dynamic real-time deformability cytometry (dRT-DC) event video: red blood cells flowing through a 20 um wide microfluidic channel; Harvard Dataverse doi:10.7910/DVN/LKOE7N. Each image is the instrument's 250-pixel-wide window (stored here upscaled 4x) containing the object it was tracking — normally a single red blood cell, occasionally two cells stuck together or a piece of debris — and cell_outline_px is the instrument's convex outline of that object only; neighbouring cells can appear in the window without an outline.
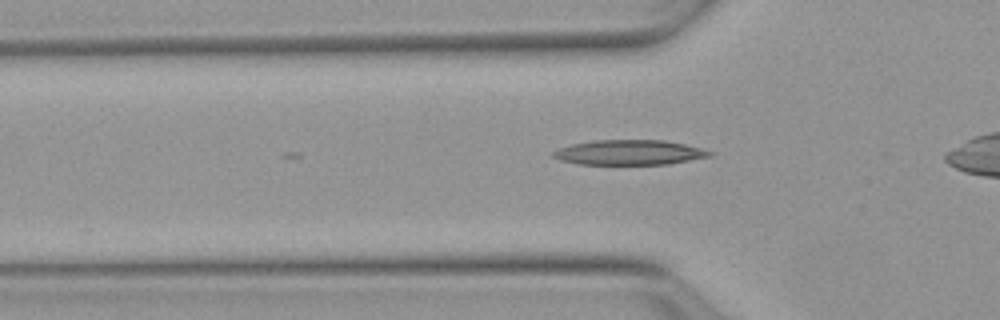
{"species": "Egyptian fruit bat (a non-hibernating species)", "species_latin": "Rousettus aegyptiacus", "temperature_condition": "warm", "stored_images_in_passage": 23, "camera_frame_rate_fps": 3000, "um_per_image_px": 0.085, "animal": {"sex": "female"}, "frame": {"image": 1, "passage_image": 8, "time_ms": 2.333, "image_size_px": [1000, 320], "cell_outline_px": [[716, 152], [712, 156], [668, 164], [576, 164], [560, 160], [552, 156], [552, 152], [560, 148], [572, 144], [592, 140], [664, 140], [684, 144]], "centroid_in_image_um": [53.5, 12.96], "position_along_channel_um": 72.3, "area_um2": 22.77}}
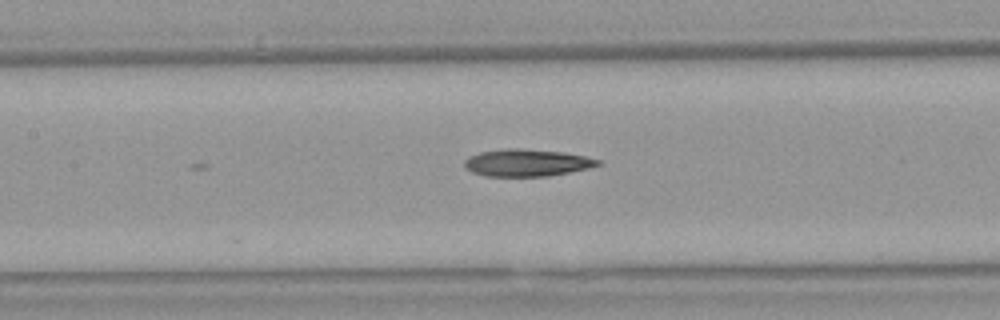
{"frame": {"image": 2, "passage_image": 15, "time_ms": 4.667, "image_size_px": [1000, 320], "cell_outline_px": [[600, 164], [588, 168], [548, 176], [488, 176], [472, 172], [464, 168], [464, 160], [468, 156], [480, 152], [504, 148], [520, 148], [564, 152], [584, 156], [600, 160]], "centroid_in_image_um": [44.73, 13.82], "position_along_channel_um": 162.7, "area_um2": 21.1}}
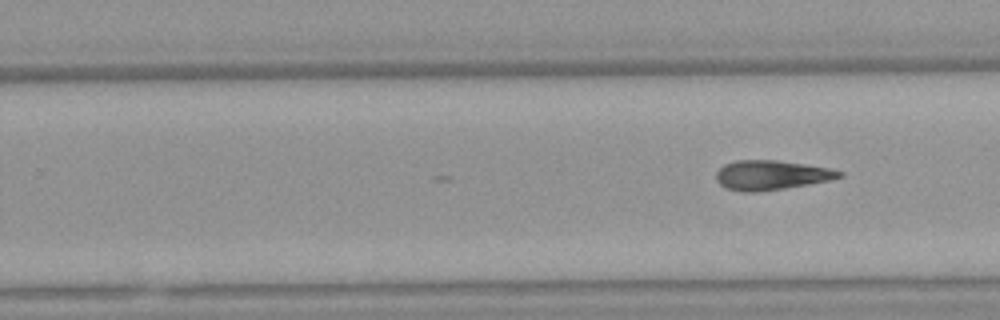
{"frame": {"image": 3, "passage_image": 23, "time_ms": 7.333, "image_size_px": [1000, 320], "cell_outline_px": [[844, 176], [828, 180], [808, 184], [784, 188], [756, 192], [744, 192], [724, 188], [716, 180], [716, 172], [724, 164], [736, 160], [776, 160], [804, 164], [828, 168], [844, 172]], "centroid_in_image_um": [65.52, 14.88], "position_along_channel_um": 264.3, "area_um2": 21.1}}